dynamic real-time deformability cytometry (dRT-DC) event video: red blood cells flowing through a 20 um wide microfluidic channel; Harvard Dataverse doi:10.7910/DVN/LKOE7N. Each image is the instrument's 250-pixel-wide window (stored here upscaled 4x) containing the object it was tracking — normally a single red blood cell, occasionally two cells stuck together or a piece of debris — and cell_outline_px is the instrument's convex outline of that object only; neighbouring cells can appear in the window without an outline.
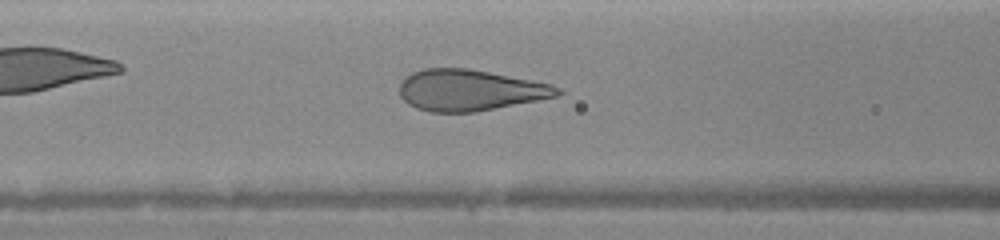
{"species": "human", "species_latin": "Homo sapiens", "temperature_condition": "warm", "stored_images_in_passage": 35, "camera_frame_rate_fps": 3000, "um_per_image_px": 0.085, "donor": {"sex": "female"}, "frame": {"image": 1, "passage_image": 12, "time_ms": 4.667, "image_size_px": [1000, 240], "cell_outline_px": [[564, 92], [556, 96], [476, 112], [428, 112], [416, 108], [408, 104], [400, 96], [400, 84], [412, 72], [424, 68], [468, 68], [552, 84], [560, 88]], "centroid_in_image_um": [39.92, 7.67], "position_along_channel_um": 126.7, "area_um2": 37.69}}
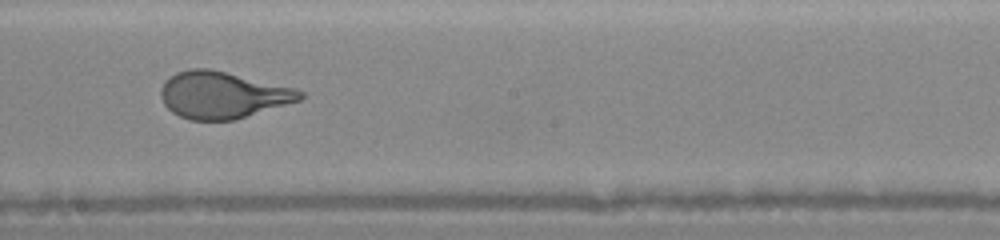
{"frame": {"image": 2, "passage_image": 19, "time_ms": 7.0, "image_size_px": [1000, 240], "cell_outline_px": [[304, 96], [300, 100], [232, 120], [188, 120], [172, 112], [164, 104], [160, 96], [160, 88], [176, 72], [188, 68], [208, 68], [296, 88], [304, 92]], "centroid_in_image_um": [18.9, 8.07], "position_along_channel_um": 229.3, "area_um2": 37.63}}
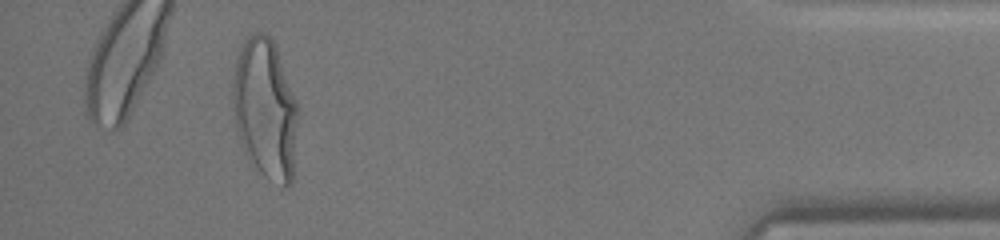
{"frame": {"image": 3, "passage_image": 34, "time_ms": 12.333, "image_size_px": [1000, 240], "cell_outline_px": [[296, 116], [292, 184], [284, 188], [268, 180], [260, 172], [244, 152], [236, 132], [232, 108], [232, 80], [236, 60], [240, 44], [252, 32], [260, 32], [268, 36], [276, 44], [296, 100]], "centroid_in_image_um": [22.5, 9.23], "position_along_channel_um": 412.7, "area_um2": 53.58}}